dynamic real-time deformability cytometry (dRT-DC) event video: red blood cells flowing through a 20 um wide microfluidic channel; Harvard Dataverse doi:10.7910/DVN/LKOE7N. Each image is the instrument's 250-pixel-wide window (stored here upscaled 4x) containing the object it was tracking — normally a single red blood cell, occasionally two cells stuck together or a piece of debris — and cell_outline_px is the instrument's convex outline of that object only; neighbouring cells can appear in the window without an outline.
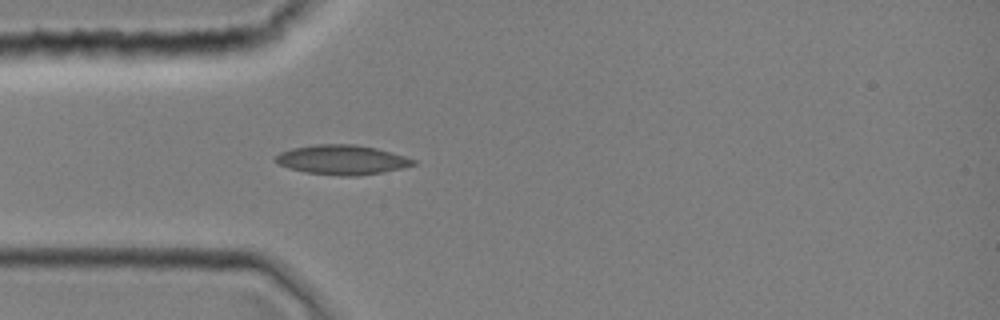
{"species": "common noctule bat (a hibernating species)", "species_latin": "Nyctalus noctula", "temperature_condition": "room temperature", "stored_images_in_passage": 2, "camera_frame_rate_fps": 3000, "um_per_image_px": 0.085, "animal": {"sex": "female", "body_mass_g": 19.0, "forearm_length_mm": 51.5}, "frame": {"image": 1, "passage_image": 2, "time_ms": 0.333, "image_size_px": [1000, 320], "cell_outline_px": [[416, 164], [400, 168], [380, 172], [356, 176], [344, 176], [304, 172], [288, 168], [272, 160], [280, 152], [292, 148], [316, 144], [356, 144], [376, 148], [404, 156], [416, 160]], "centroid_in_image_um": [29.03, 13.57], "position_along_channel_um": 56.0, "area_um2": 23.58}}